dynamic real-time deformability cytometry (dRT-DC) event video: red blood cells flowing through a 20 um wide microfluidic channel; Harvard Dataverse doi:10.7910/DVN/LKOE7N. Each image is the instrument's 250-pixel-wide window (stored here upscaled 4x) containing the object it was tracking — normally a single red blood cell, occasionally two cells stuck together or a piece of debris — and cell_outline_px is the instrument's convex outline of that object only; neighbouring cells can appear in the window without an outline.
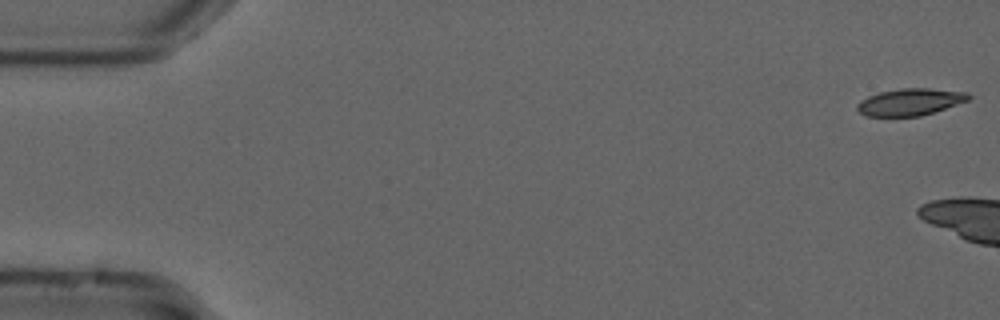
{"species": "common noctule bat (a hibernating species)", "species_latin": "Nyctalus noctula", "temperature_condition": "cold", "stored_images_in_passage": 9, "camera_frame_rate_fps": 3000, "um_per_image_px": 0.085, "animal": {"sex": "male", "forearm_length_mm": 52.5}, "frame": {"image": 1, "passage_image": 1, "time_ms": 0.0, "image_size_px": [1000, 320], "cell_outline_px": [[972, 96], [968, 100], [920, 116], [864, 116], [856, 108], [856, 104], [860, 100], [868, 96], [880, 92], [900, 88], [928, 88], [968, 92]], "centroid_in_image_um": [77.33, 8.66], "position_along_channel_um": 7.7, "area_um2": 17.4}}